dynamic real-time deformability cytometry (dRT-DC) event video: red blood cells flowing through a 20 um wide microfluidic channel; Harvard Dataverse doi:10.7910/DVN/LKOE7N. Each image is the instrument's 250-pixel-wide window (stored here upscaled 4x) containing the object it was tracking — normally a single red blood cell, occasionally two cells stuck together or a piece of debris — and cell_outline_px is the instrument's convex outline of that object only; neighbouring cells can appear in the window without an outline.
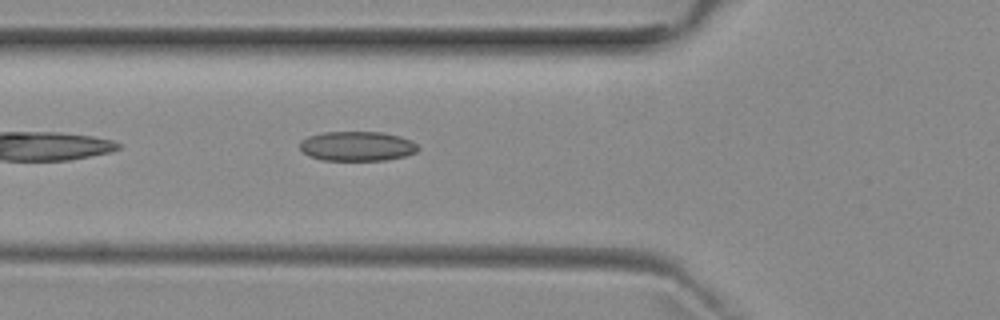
{"species": "common noctule bat (a hibernating species)", "species_latin": "Nyctalus noctula", "temperature_condition": "room temperature", "stored_images_in_passage": 33, "camera_frame_rate_fps": 3000, "um_per_image_px": 0.085, "animal": {"sex": "female", "body_mass_g": 29.2, "forearm_length_mm": 56.3}, "frame": {"image": 1, "passage_image": 3, "time_ms": 0.667, "image_size_px": [1000, 320], "cell_outline_px": [[420, 148], [416, 152], [404, 156], [384, 160], [320, 160], [308, 156], [300, 148], [300, 140], [308, 136], [324, 132], [380, 132], [400, 136], [416, 144]], "centroid_in_image_um": [30.32, 12.42], "position_along_channel_um": 95.5, "area_um2": 20.35}}
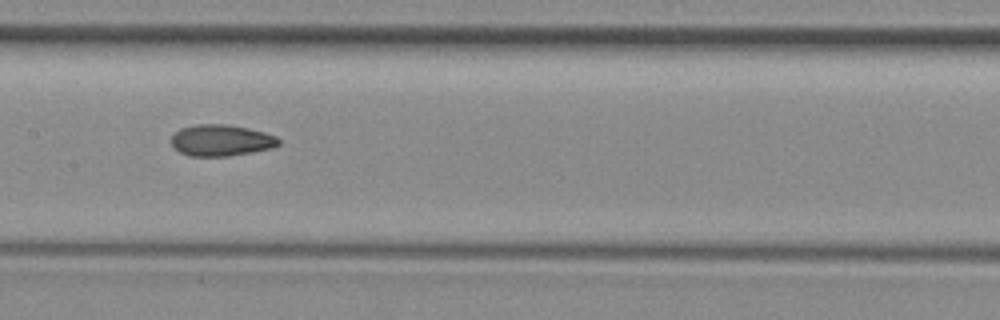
{"frame": {"image": 2, "passage_image": 10, "time_ms": 3.0, "image_size_px": [1000, 320], "cell_outline_px": [[280, 144], [268, 148], [252, 152], [228, 156], [188, 156], [180, 152], [172, 144], [172, 136], [180, 128], [196, 124], [224, 124], [248, 128], [264, 132], [276, 136], [280, 140]], "centroid_in_image_um": [18.79, 11.92], "position_along_channel_um": 188.6, "area_um2": 19.48}}
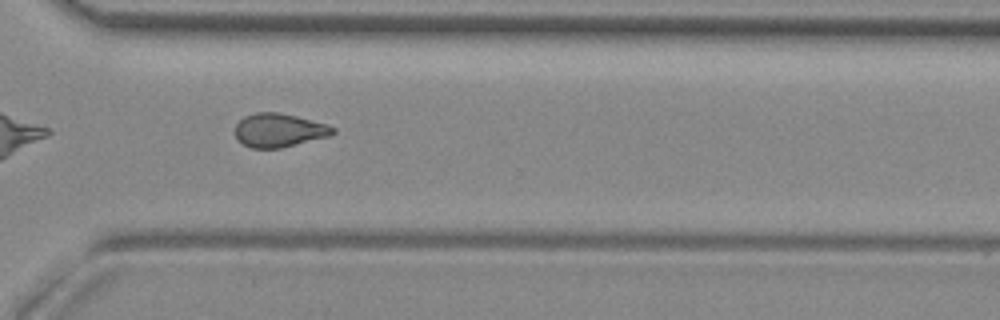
{"frame": {"image": 3, "passage_image": 22, "time_ms": 7.0, "image_size_px": [1000, 320], "cell_outline_px": [[336, 132], [332, 136], [280, 148], [252, 148], [236, 140], [236, 124], [244, 116], [256, 112], [280, 112], [328, 124], [336, 128]], "centroid_in_image_um": [23.75, 11.07], "position_along_channel_um": 346.8, "area_um2": 19.36}}